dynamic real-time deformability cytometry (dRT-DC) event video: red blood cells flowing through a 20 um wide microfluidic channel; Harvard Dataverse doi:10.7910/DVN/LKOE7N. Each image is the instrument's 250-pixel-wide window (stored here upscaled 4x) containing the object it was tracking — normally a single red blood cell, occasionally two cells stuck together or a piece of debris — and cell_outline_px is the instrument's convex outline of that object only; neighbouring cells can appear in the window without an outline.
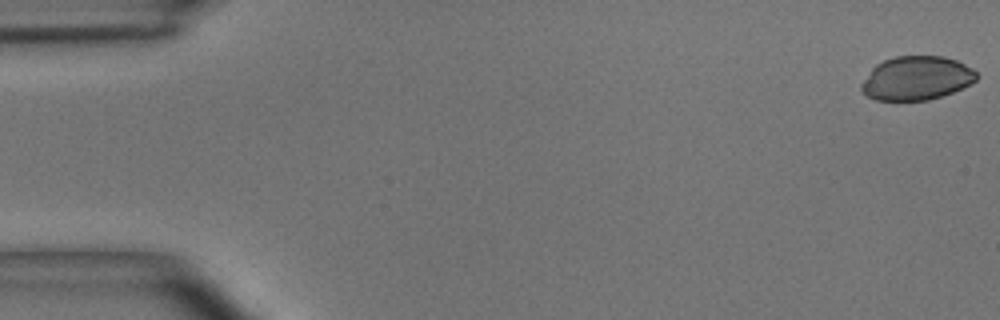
{"species": "common noctule bat (a hibernating species)", "species_latin": "Nyctalus noctula", "temperature_condition": "room temperature", "stored_images_in_passage": 49, "camera_frame_rate_fps": 3000, "um_per_image_px": 0.085, "animal": {"sex": "male", "body_mass_g": 15.6}, "frame": {"image": 1, "passage_image": 1, "time_ms": 0.0, "image_size_px": [1000, 320], "cell_outline_px": [[976, 80], [972, 84], [952, 92], [928, 100], [876, 100], [868, 96], [860, 88], [860, 84], [872, 68], [876, 64], [884, 60], [896, 56], [940, 56], [956, 60], [972, 68], [976, 72]], "centroid_in_image_um": [77.9, 6.64], "position_along_channel_um": 7.1, "area_um2": 29.25}}
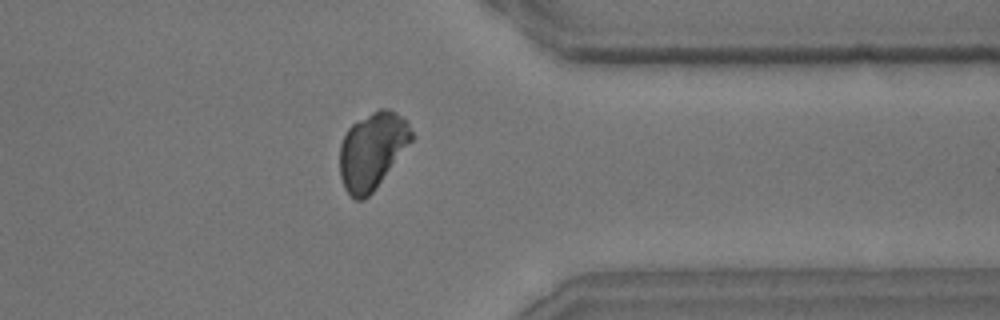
{"frame": {"image": 2, "passage_image": 39, "time_ms": 12.667, "image_size_px": [1000, 320], "cell_outline_px": [[416, 136], [372, 192], [364, 200], [356, 200], [344, 188], [340, 176], [340, 144], [348, 128], [352, 124], [372, 112], [380, 108], [388, 108], [396, 112], [408, 120]], "centroid_in_image_um": [31.67, 12.77], "position_along_channel_um": 379.7, "area_um2": 32.14}}
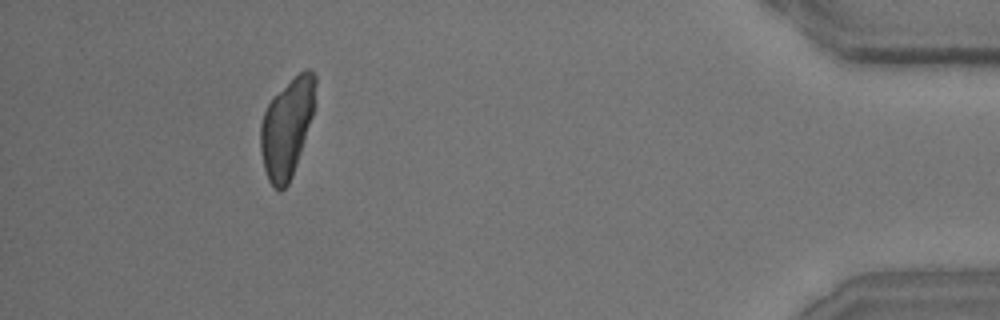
{"frame": {"image": 3, "passage_image": 45, "time_ms": 14.667, "image_size_px": [1000, 320], "cell_outline_px": [[316, 84], [312, 116], [292, 176], [288, 184], [280, 192], [268, 180], [264, 168], [260, 148], [260, 124], [264, 112], [268, 104], [304, 68], [308, 68], [316, 76]], "centroid_in_image_um": [24.38, 10.87], "position_along_channel_um": 410.8, "area_um2": 30.75}}